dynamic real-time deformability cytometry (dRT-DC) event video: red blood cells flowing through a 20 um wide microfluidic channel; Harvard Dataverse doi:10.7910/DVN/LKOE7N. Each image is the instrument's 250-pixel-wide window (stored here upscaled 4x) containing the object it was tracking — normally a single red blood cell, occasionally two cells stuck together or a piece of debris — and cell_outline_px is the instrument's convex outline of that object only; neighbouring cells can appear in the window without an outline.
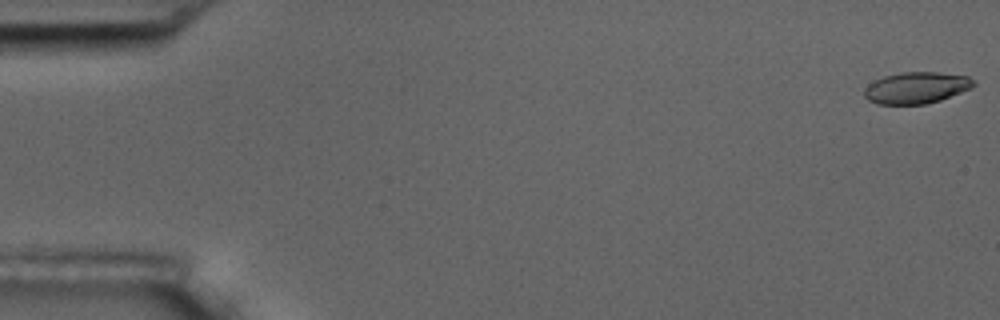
{"species": "common noctule bat (a hibernating species)", "species_latin": "Nyctalus noctula", "temperature_condition": "room temperature", "stored_images_in_passage": 6, "camera_frame_rate_fps": 3000, "um_per_image_px": 0.085, "animal": {"sex": "male", "body_mass_g": 17.5, "forearm_length_mm": 52.3}, "frame": {"image": 1, "passage_image": 1, "time_ms": 0.0, "image_size_px": [1000, 320], "cell_outline_px": [[976, 84], [972, 88], [940, 100], [924, 104], [876, 104], [868, 100], [864, 96], [864, 88], [868, 84], [884, 76], [900, 72], [936, 72], [968, 76]], "centroid_in_image_um": [77.87, 7.46], "position_along_channel_um": 7.1, "area_um2": 20.06}}
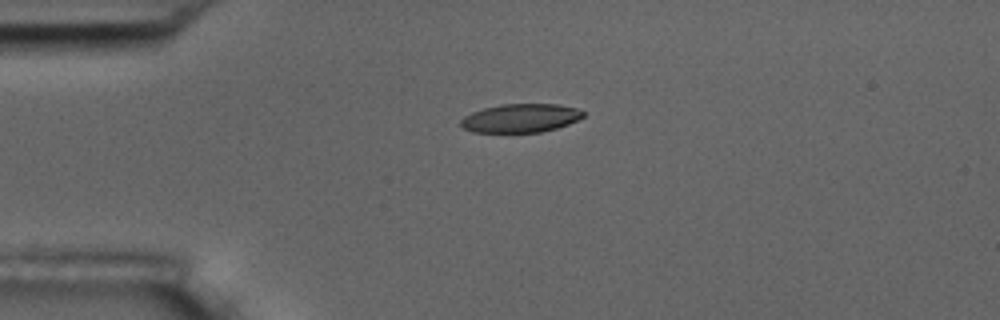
{"frame": {"image": 2, "passage_image": 4, "time_ms": 4.333, "image_size_px": [1000, 320], "cell_outline_px": [[584, 116], [568, 124], [556, 128], [540, 132], [472, 132], [464, 128], [460, 124], [460, 120], [464, 116], [472, 112], [484, 108], [500, 104], [556, 104], [576, 108], [584, 112]], "centroid_in_image_um": [44.23, 10.04], "position_along_channel_um": 40.8, "area_um2": 20.29}}